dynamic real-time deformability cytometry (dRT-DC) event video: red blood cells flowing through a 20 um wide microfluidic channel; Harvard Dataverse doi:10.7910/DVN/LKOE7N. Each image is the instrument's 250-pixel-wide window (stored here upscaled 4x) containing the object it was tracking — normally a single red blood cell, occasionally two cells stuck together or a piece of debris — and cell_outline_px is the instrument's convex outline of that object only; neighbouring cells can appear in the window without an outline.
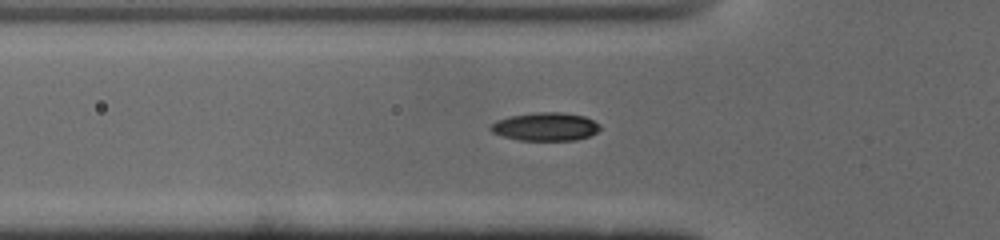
{"species": "common noctule bat (a hibernating species)", "species_latin": "Nyctalus noctula", "temperature_condition": "cold", "stored_images_in_passage": 28, "camera_frame_rate_fps": 3000, "um_per_image_px": 0.085, "animal": {"sex": "male", "body_mass_g": 19.0, "forearm_length_mm": 50.8}, "frame": {"image": 1, "passage_image": 3, "time_ms": 0.667, "image_size_px": [1000, 240], "cell_outline_px": [[600, 128], [596, 132], [588, 136], [576, 140], [520, 140], [504, 136], [492, 132], [488, 128], [496, 120], [512, 116], [540, 112], [560, 112], [584, 116], [600, 124]], "centroid_in_image_um": [46.36, 10.77], "position_along_channel_um": 79.4, "area_um2": 17.74}}
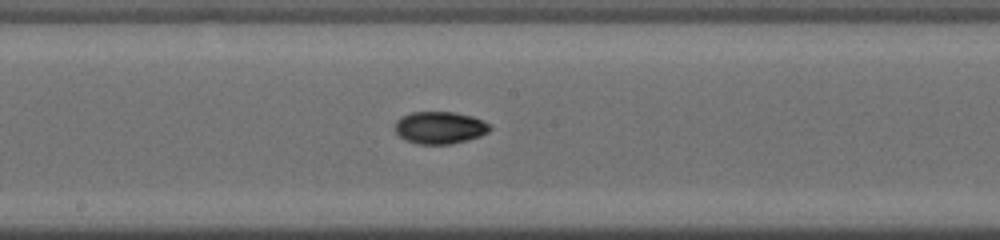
{"frame": {"image": 2, "passage_image": 13, "time_ms": 4.0, "image_size_px": [1000, 240], "cell_outline_px": [[492, 128], [488, 132], [480, 136], [468, 140], [448, 144], [416, 144], [404, 140], [396, 132], [396, 120], [412, 112], [452, 112], [472, 116], [488, 124]], "centroid_in_image_um": [37.38, 10.86], "position_along_channel_um": 210.8, "area_um2": 17.69}}
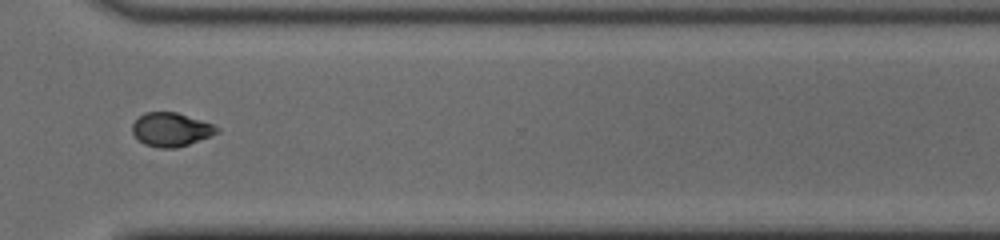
{"frame": {"image": 3, "passage_image": 24, "time_ms": 7.667, "image_size_px": [1000, 240], "cell_outline_px": [[220, 132], [188, 144], [176, 148], [156, 148], [144, 144], [132, 132], [132, 124], [144, 112], [176, 112], [212, 124], [220, 128]], "centroid_in_image_um": [14.53, 11.01], "position_along_channel_um": 356.1, "area_um2": 16.47}}